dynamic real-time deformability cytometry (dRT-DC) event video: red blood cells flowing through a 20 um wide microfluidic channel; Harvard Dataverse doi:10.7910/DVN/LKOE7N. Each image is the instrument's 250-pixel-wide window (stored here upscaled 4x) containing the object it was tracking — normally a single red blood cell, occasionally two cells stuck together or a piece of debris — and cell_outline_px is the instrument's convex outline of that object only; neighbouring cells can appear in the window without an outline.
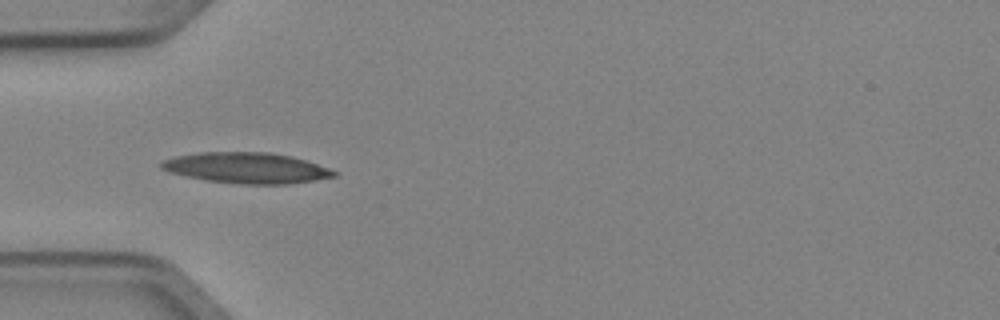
{"species": "Egyptian fruit bat (a non-hibernating species)", "species_latin": "Rousettus aegyptiacus", "temperature_condition": "cold", "stored_images_in_passage": 6, "camera_frame_rate_fps": 3000, "um_per_image_px": 0.085, "animal": {"sex": "female"}, "frame": {"image": 1, "passage_image": 4, "time_ms": 1.0, "image_size_px": [1000, 320], "cell_outline_px": [[336, 176], [288, 184], [240, 184], [208, 180], [168, 172], [160, 168], [160, 164], [164, 160], [176, 156], [200, 152], [268, 152], [292, 156], [328, 168], [336, 172]], "centroid_in_image_um": [20.93, 14.27], "position_along_channel_um": 64.1, "area_um2": 30.58}}
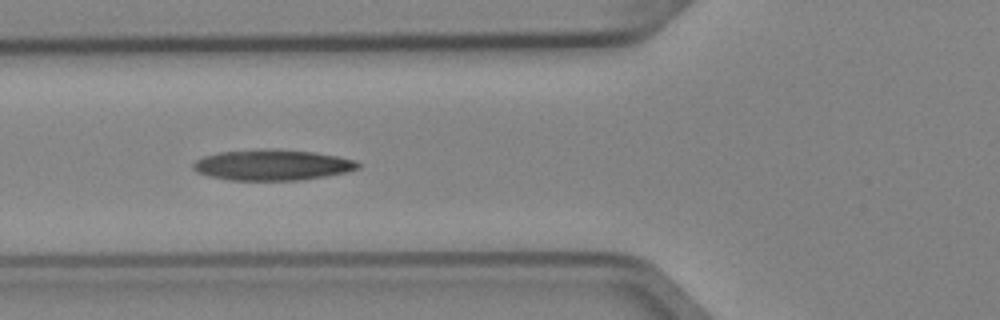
{"frame": {"image": 2, "passage_image": 5, "time_ms": 1.333, "image_size_px": [1000, 320], "cell_outline_px": [[360, 168], [348, 172], [324, 176], [296, 180], [228, 180], [208, 176], [196, 172], [192, 168], [192, 164], [196, 160], [204, 156], [220, 152], [312, 152], [336, 156], [356, 160], [360, 164]], "centroid_in_image_um": [23.14, 14.08], "position_along_channel_um": 102.7, "area_um2": 28.21}}
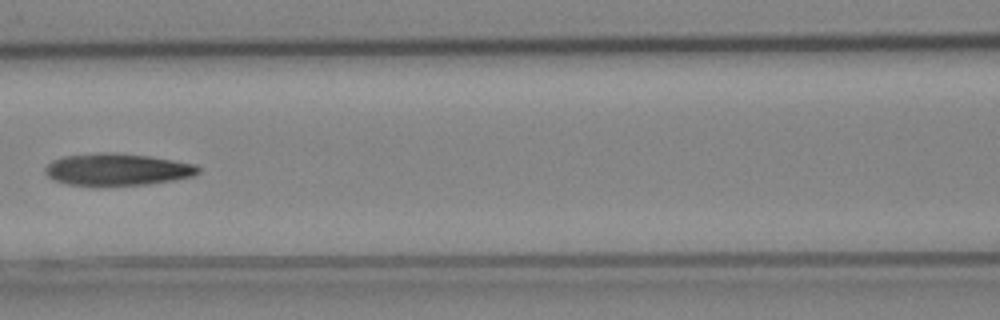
{"frame": {"image": 3, "passage_image": 6, "time_ms": 1.667, "image_size_px": [1000, 320], "cell_outline_px": [[200, 172], [192, 176], [172, 180], [148, 184], [96, 188], [68, 184], [56, 180], [48, 176], [44, 172], [44, 168], [52, 160], [64, 156], [100, 152], [112, 152], [148, 156], [196, 164], [200, 168]], "centroid_in_image_um": [9.93, 14.43], "position_along_channel_um": 156.7, "area_um2": 29.19}}